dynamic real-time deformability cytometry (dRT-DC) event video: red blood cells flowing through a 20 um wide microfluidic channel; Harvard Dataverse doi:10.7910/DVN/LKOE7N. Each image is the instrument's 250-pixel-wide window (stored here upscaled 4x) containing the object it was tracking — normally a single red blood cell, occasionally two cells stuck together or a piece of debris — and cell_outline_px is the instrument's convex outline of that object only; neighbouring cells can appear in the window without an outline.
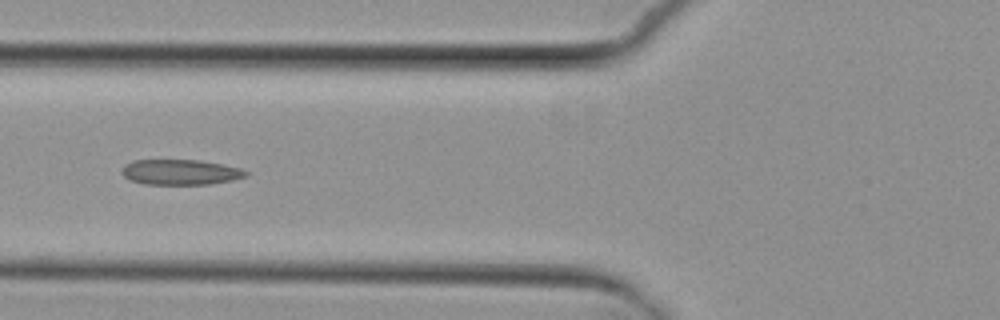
{"species": "common noctule bat (a hibernating species)", "species_latin": "Nyctalus noctula", "temperature_condition": "cold", "stored_images_in_passage": 7, "camera_frame_rate_fps": 3000, "um_per_image_px": 0.085, "animal": {"sex": "female", "body_mass_g": 29.2, "forearm_length_mm": 56.3}, "frame": {"image": 1, "passage_image": 7, "time_ms": 7.0, "image_size_px": [1000, 320], "cell_outline_px": [[248, 176], [232, 180], [212, 184], [144, 184], [128, 180], [120, 172], [124, 164], [132, 160], [200, 160], [240, 168], [248, 172]], "centroid_in_image_um": [15.3, 14.63], "position_along_channel_um": 110.5, "area_um2": 18.44}}